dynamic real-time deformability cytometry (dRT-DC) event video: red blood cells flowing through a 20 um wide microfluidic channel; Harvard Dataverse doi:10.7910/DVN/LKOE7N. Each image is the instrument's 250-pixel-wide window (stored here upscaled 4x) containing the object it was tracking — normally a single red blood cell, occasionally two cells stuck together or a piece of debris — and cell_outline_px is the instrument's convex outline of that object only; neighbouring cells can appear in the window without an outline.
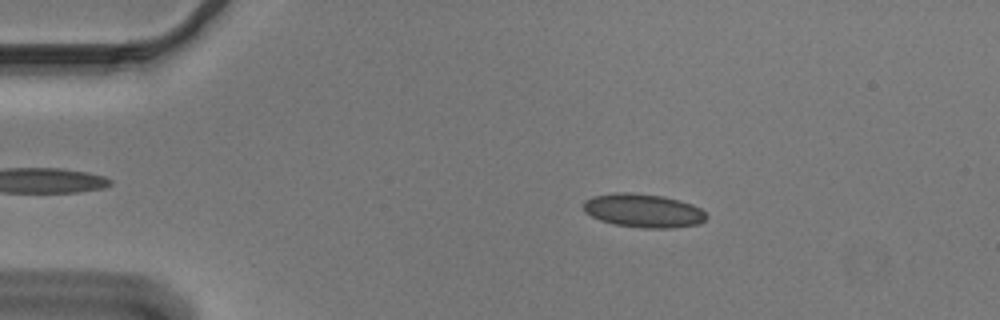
{"species": "Egyptian fruit bat (a non-hibernating species)", "species_latin": "Rousettus aegyptiacus", "temperature_condition": "cold", "stored_images_in_passage": 33, "camera_frame_rate_fps": 3000, "um_per_image_px": 0.085, "animal": {"sex": "male"}, "frame": {"image": 1, "passage_image": 9, "time_ms": 2.667, "image_size_px": [1000, 320], "cell_outline_px": [[708, 216], [704, 220], [696, 224], [672, 228], [640, 228], [612, 224], [600, 220], [584, 212], [584, 200], [592, 196], [616, 192], [632, 192], [664, 196], [680, 200], [692, 204], [700, 208]], "centroid_in_image_um": [54.66, 17.89], "position_along_channel_um": 30.3, "area_um2": 24.28}}
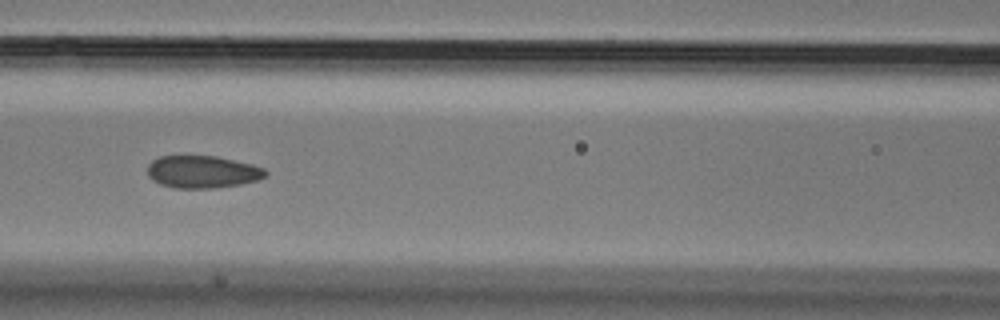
{"frame": {"image": 2, "passage_image": 23, "time_ms": 7.333, "image_size_px": [1000, 320], "cell_outline_px": [[268, 172], [264, 176], [256, 180], [240, 184], [216, 188], [172, 188], [160, 184], [152, 180], [148, 176], [148, 164], [152, 160], [160, 156], [216, 156], [252, 164], [264, 168]], "centroid_in_image_um": [17.18, 14.61], "position_along_channel_um": 149.4, "area_um2": 22.31}}
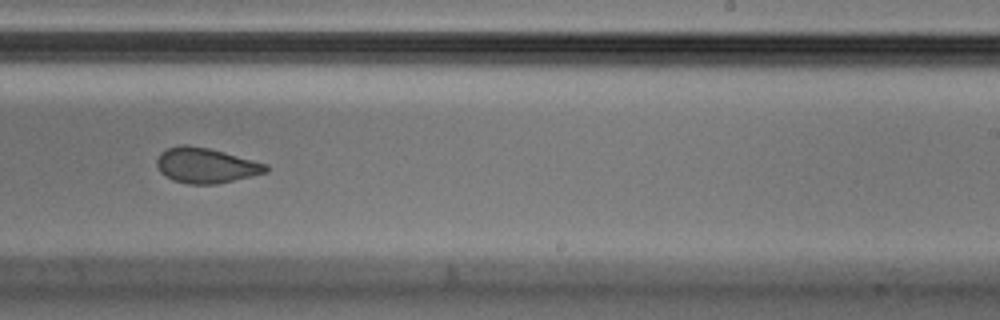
{"frame": {"image": 3, "passage_image": 33, "time_ms": 10.667, "image_size_px": [1000, 320], "cell_outline_px": [[268, 172], [216, 184], [188, 184], [172, 180], [160, 172], [156, 164], [156, 160], [160, 152], [168, 148], [180, 144], [188, 144], [208, 148], [224, 152], [268, 164]], "centroid_in_image_um": [17.47, 14.05], "position_along_channel_um": 271.5, "area_um2": 22.43}}